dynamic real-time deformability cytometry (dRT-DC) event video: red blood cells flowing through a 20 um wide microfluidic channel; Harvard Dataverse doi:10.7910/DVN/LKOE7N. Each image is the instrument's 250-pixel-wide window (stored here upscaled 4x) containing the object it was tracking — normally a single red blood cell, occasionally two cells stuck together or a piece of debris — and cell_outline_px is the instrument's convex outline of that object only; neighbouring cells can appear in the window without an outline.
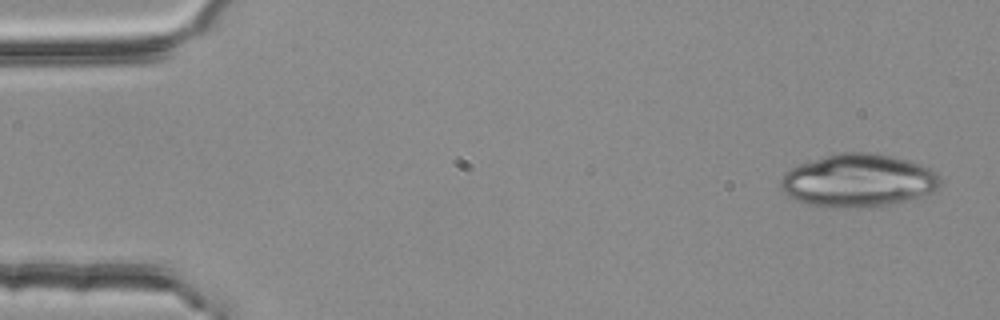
{"species": "common noctule bat (a hibernating species)", "species_latin": "Nyctalus noctula", "temperature_condition": "room temperature", "stored_images_in_passage": 4, "camera_frame_rate_fps": 3000, "um_per_image_px": 0.085, "animal": {"sex": "female", "body_mass_g": 25.1}, "frame": {"image": 1, "passage_image": 1, "time_ms": 0.0, "image_size_px": [1000, 320], "cell_outline_px": [[940, 184], [936, 192], [908, 200], [876, 208], [836, 208], [804, 204], [788, 196], [780, 188], [780, 180], [784, 172], [800, 164], [824, 156], [840, 152], [876, 152], [908, 160], [920, 164], [936, 172], [940, 176]], "centroid_in_image_um": [72.96, 15.37], "position_along_channel_um": 12.0, "area_um2": 50.05}}